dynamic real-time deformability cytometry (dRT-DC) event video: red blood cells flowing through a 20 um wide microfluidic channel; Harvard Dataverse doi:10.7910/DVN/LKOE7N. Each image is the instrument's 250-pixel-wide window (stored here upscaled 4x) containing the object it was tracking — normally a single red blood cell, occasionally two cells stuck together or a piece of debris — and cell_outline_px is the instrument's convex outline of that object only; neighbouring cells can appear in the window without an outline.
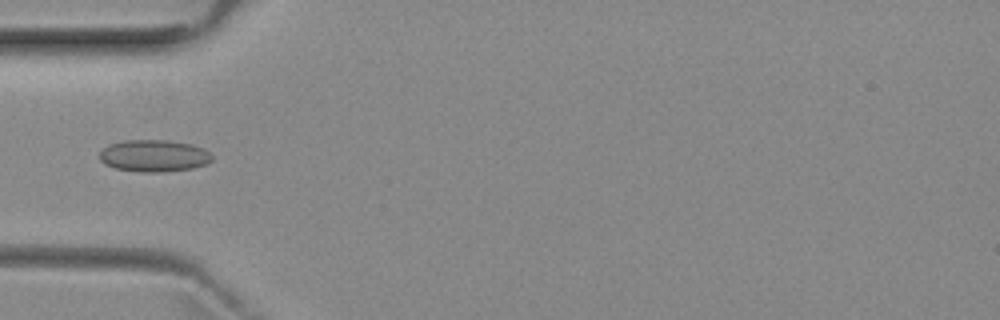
{"species": "common noctule bat (a hibernating species)", "species_latin": "Nyctalus noctula", "temperature_condition": "room temperature", "stored_images_in_passage": 5, "camera_frame_rate_fps": 3000, "um_per_image_px": 0.085, "animal": {"sex": "female", "body_mass_g": 29.2, "forearm_length_mm": 56.3}, "frame": {"image": 1, "passage_image": 4, "time_ms": 3.667, "image_size_px": [1000, 320], "cell_outline_px": [[212, 160], [208, 164], [192, 168], [164, 172], [140, 172], [116, 168], [104, 164], [100, 160], [100, 152], [108, 144], [124, 140], [168, 140], [192, 144], [204, 148], [212, 156]], "centroid_in_image_um": [13.1, 13.24], "position_along_channel_um": 71.9, "area_um2": 21.1}}
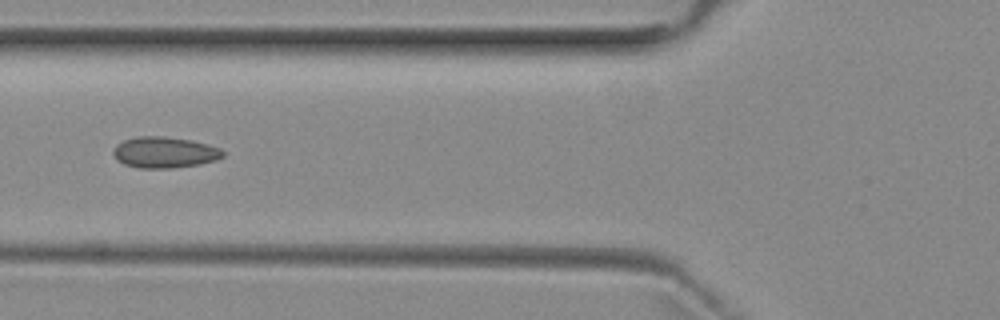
{"frame": {"image": 2, "passage_image": 5, "time_ms": 4.667, "image_size_px": [1000, 320], "cell_outline_px": [[224, 156], [216, 160], [200, 164], [172, 168], [140, 168], [124, 164], [116, 160], [112, 152], [112, 148], [116, 144], [124, 140], [136, 136], [164, 136], [192, 140], [208, 144], [220, 148], [224, 152]], "centroid_in_image_um": [13.96, 12.94], "position_along_channel_um": 111.8, "area_um2": 20.11}}